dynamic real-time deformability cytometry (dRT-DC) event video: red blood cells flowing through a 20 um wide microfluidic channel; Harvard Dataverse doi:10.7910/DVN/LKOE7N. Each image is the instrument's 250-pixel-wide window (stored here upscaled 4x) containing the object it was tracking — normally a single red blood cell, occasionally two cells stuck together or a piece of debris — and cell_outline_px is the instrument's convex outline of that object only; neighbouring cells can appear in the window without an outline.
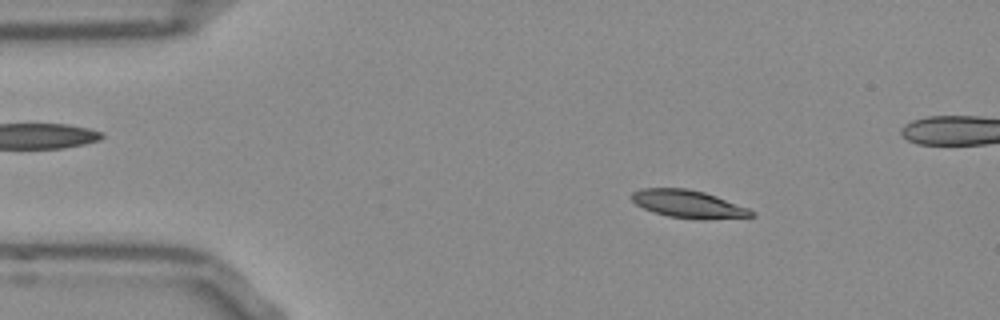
{"species": "Egyptian fruit bat (a non-hibernating species)", "species_latin": "Rousettus aegyptiacus", "temperature_condition": "room temperature", "stored_images_in_passage": 53, "camera_frame_rate_fps": 3000, "um_per_image_px": 0.085, "frame": {"image": 1, "passage_image": 8, "time_ms": 2.333, "image_size_px": [1000, 320], "cell_outline_px": [[756, 216], [704, 220], [668, 216], [644, 208], [636, 204], [632, 200], [632, 192], [640, 188], [684, 188], [704, 192], [716, 196], [748, 208], [756, 212]], "centroid_in_image_um": [58.54, 17.34], "position_along_channel_um": 26.5, "area_um2": 19.25}}
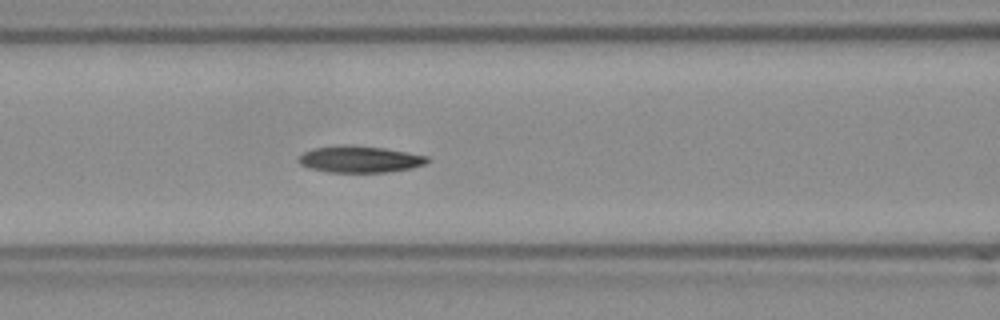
{"frame": {"image": 2, "passage_image": 21, "time_ms": 6.667, "image_size_px": [1000, 320], "cell_outline_px": [[432, 160], [424, 164], [412, 168], [388, 172], [328, 172], [308, 168], [300, 164], [300, 156], [304, 152], [312, 148], [340, 144], [348, 144], [384, 148], [428, 156]], "centroid_in_image_um": [30.59, 13.53], "position_along_channel_um": 136.0, "area_um2": 20.11}}
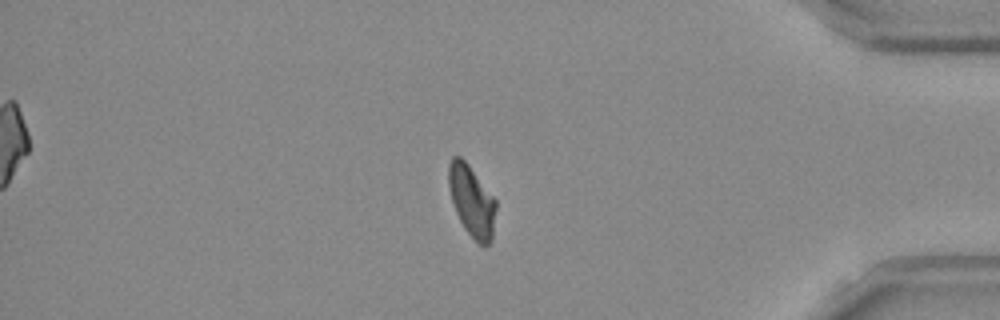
{"frame": {"image": 3, "passage_image": 44, "time_ms": 14.333, "image_size_px": [1000, 320], "cell_outline_px": [[496, 208], [492, 240], [484, 248], [464, 228], [456, 212], [452, 200], [448, 184], [448, 164], [452, 156], [460, 156], [468, 164], [496, 200]], "centroid_in_image_um": [40.1, 17.08], "position_along_channel_um": 395.1, "area_um2": 19.48}, "authors_computed_cell_mechanics": {"area_um2": 19.7098, "velocity_mm_per_s": 3.832, "shape_relaxation_time_tau1_ms": null, "shape_relaxation_time_tau2_ms": 6.0528, "deformation_change_tau1": null, "deformation_change_tau2": 0.1244}}